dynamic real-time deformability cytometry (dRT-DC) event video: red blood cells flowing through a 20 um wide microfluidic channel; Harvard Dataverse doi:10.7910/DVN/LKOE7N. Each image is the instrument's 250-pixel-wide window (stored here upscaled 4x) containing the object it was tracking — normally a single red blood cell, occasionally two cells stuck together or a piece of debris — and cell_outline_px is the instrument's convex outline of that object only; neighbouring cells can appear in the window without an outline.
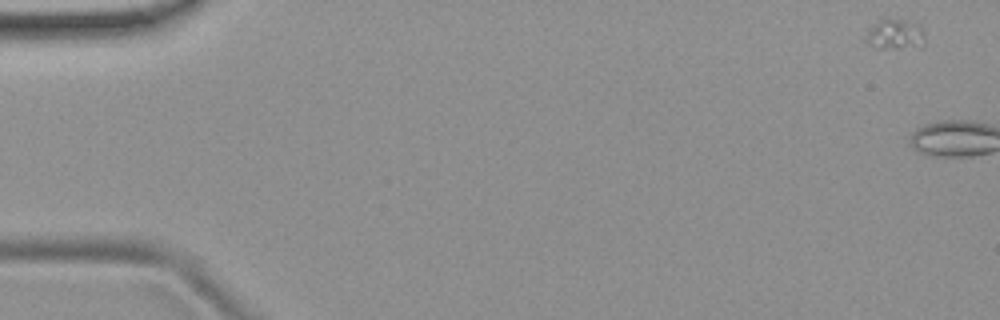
{"species": "common noctule bat (a hibernating species)", "species_latin": "Nyctalus noctula", "temperature_condition": "room temperature", "stored_images_in_passage": 5, "camera_frame_rate_fps": 3000, "um_per_image_px": 0.085, "animal": {"sex": "female", "body_mass_g": 19.9}, "frame": {"image": 1, "passage_image": 3, "time_ms": 0.667, "image_size_px": [1000, 320], "cell_outline_px": [[924, 48], [880, 48], [868, 44], [864, 40], [868, 28], [880, 20], [888, 16], [920, 24], [924, 28]], "centroid_in_image_um": [76.12, 2.91], "position_along_channel_um": 8.9, "area_um2": 10.98}}